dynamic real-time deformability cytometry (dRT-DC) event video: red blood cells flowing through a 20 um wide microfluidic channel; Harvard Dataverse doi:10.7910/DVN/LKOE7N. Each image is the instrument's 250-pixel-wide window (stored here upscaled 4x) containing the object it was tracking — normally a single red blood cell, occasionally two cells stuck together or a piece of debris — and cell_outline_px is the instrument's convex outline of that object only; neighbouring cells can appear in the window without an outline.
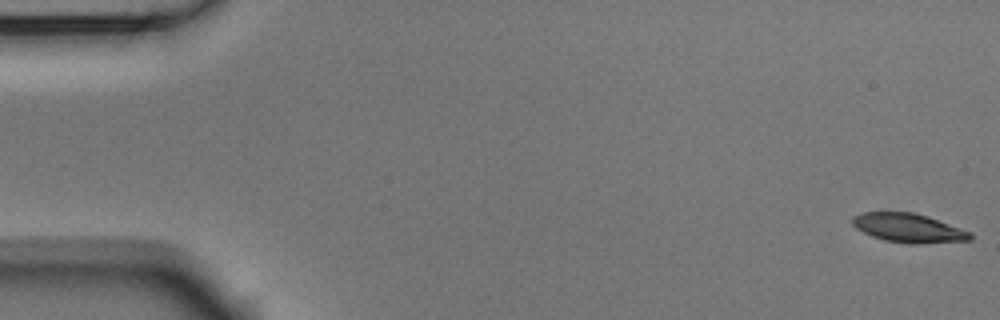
{"species": "Egyptian fruit bat (a non-hibernating species)", "species_latin": "Rousettus aegyptiacus", "temperature_condition": "room temperature", "stored_images_in_passage": 54, "camera_frame_rate_fps": 3000, "um_per_image_px": 0.085, "animal": {"sex": "male"}, "frame": {"image": 1, "passage_image": 1, "time_ms": 0.0, "image_size_px": [1000, 320], "cell_outline_px": [[972, 240], [916, 244], [908, 244], [884, 240], [872, 236], [856, 228], [852, 224], [852, 216], [860, 212], [912, 212], [928, 216], [972, 232]], "centroid_in_image_um": [77.22, 19.38], "position_along_channel_um": 7.8, "area_um2": 20.0}}
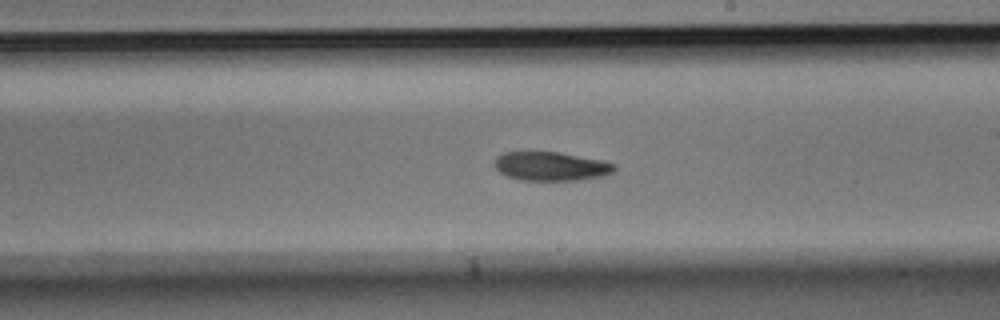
{"frame": {"image": 2, "passage_image": 31, "time_ms": 10.0, "image_size_px": [1000, 320], "cell_outline_px": [[616, 168], [612, 172], [604, 176], [580, 180], [520, 180], [508, 176], [500, 172], [492, 164], [496, 156], [504, 152], [560, 152], [604, 160], [616, 164]], "centroid_in_image_um": [46.84, 14.13], "position_along_channel_um": 242.2, "area_um2": 20.4}}
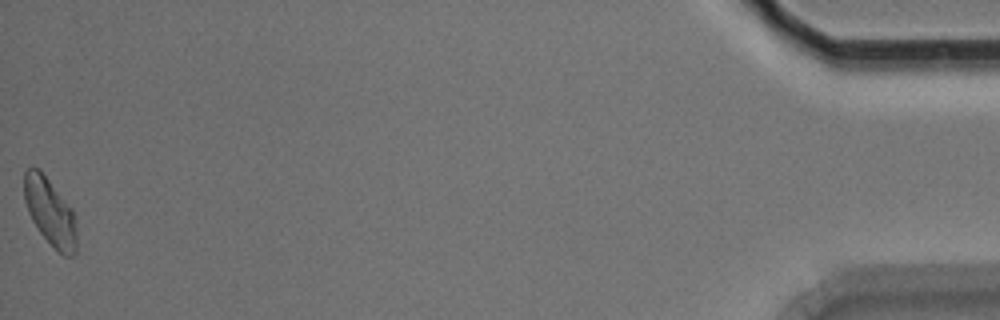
{"frame": {"image": 3, "passage_image": 54, "time_ms": 17.667, "image_size_px": [1000, 320], "cell_outline_px": [[76, 252], [72, 256], [64, 256], [40, 232], [32, 220], [28, 212], [24, 200], [24, 172], [28, 168], [40, 168], [72, 208], [76, 216]], "centroid_in_image_um": [4.27, 17.98], "position_along_channel_um": 430.9, "area_um2": 20.63}, "authors_computed_cell_mechanics": {"area_um2": 20.3745, "velocity_mm_per_s": 3.7372, "shape_relaxation_time_tau1_ms": 7.6551, "shape_relaxation_time_tau2_ms": null, "deformation_change_tau1": 0.1622, "deformation_change_tau2": null}}